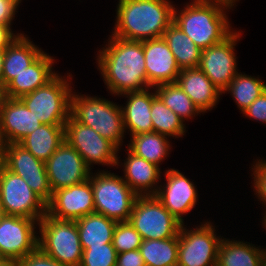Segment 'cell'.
Here are the masks:
<instances>
[{
    "label": "cell",
    "mask_w": 266,
    "mask_h": 266,
    "mask_svg": "<svg viewBox=\"0 0 266 266\" xmlns=\"http://www.w3.org/2000/svg\"><path fill=\"white\" fill-rule=\"evenodd\" d=\"M150 112L154 132L167 137H175V139L182 138L185 135L187 131L186 123L167 107L158 96L152 100Z\"/></svg>",
    "instance_id": "1f68e13d"
},
{
    "label": "cell",
    "mask_w": 266,
    "mask_h": 266,
    "mask_svg": "<svg viewBox=\"0 0 266 266\" xmlns=\"http://www.w3.org/2000/svg\"><path fill=\"white\" fill-rule=\"evenodd\" d=\"M156 95L176 113L184 122L192 119L201 112L194 105L189 96L177 83L162 84L154 87Z\"/></svg>",
    "instance_id": "d6a6232c"
},
{
    "label": "cell",
    "mask_w": 266,
    "mask_h": 266,
    "mask_svg": "<svg viewBox=\"0 0 266 266\" xmlns=\"http://www.w3.org/2000/svg\"><path fill=\"white\" fill-rule=\"evenodd\" d=\"M38 247L65 266H80L83 249L74 220H60L47 213L39 221Z\"/></svg>",
    "instance_id": "8992f818"
},
{
    "label": "cell",
    "mask_w": 266,
    "mask_h": 266,
    "mask_svg": "<svg viewBox=\"0 0 266 266\" xmlns=\"http://www.w3.org/2000/svg\"><path fill=\"white\" fill-rule=\"evenodd\" d=\"M56 60L43 52L28 68L13 78L6 86L8 98H21L46 85L58 73L53 71Z\"/></svg>",
    "instance_id": "44dd1931"
},
{
    "label": "cell",
    "mask_w": 266,
    "mask_h": 266,
    "mask_svg": "<svg viewBox=\"0 0 266 266\" xmlns=\"http://www.w3.org/2000/svg\"><path fill=\"white\" fill-rule=\"evenodd\" d=\"M139 250L146 266H177L178 236L161 240H142Z\"/></svg>",
    "instance_id": "f546056e"
},
{
    "label": "cell",
    "mask_w": 266,
    "mask_h": 266,
    "mask_svg": "<svg viewBox=\"0 0 266 266\" xmlns=\"http://www.w3.org/2000/svg\"><path fill=\"white\" fill-rule=\"evenodd\" d=\"M7 169L6 160L3 153L0 154V186L2 183L3 175Z\"/></svg>",
    "instance_id": "7bdbcfd3"
},
{
    "label": "cell",
    "mask_w": 266,
    "mask_h": 266,
    "mask_svg": "<svg viewBox=\"0 0 266 266\" xmlns=\"http://www.w3.org/2000/svg\"><path fill=\"white\" fill-rule=\"evenodd\" d=\"M5 212H4V209H3V206L1 205V202H0V222L2 221V219L5 217Z\"/></svg>",
    "instance_id": "bcb514c9"
},
{
    "label": "cell",
    "mask_w": 266,
    "mask_h": 266,
    "mask_svg": "<svg viewBox=\"0 0 266 266\" xmlns=\"http://www.w3.org/2000/svg\"><path fill=\"white\" fill-rule=\"evenodd\" d=\"M180 70L199 68L202 50L172 22L162 36Z\"/></svg>",
    "instance_id": "83f0119b"
},
{
    "label": "cell",
    "mask_w": 266,
    "mask_h": 266,
    "mask_svg": "<svg viewBox=\"0 0 266 266\" xmlns=\"http://www.w3.org/2000/svg\"><path fill=\"white\" fill-rule=\"evenodd\" d=\"M149 87L176 83L181 70L163 37L143 41Z\"/></svg>",
    "instance_id": "ac0fdd59"
},
{
    "label": "cell",
    "mask_w": 266,
    "mask_h": 266,
    "mask_svg": "<svg viewBox=\"0 0 266 266\" xmlns=\"http://www.w3.org/2000/svg\"><path fill=\"white\" fill-rule=\"evenodd\" d=\"M95 212L91 181L74 184L52 192L46 213L60 220H78Z\"/></svg>",
    "instance_id": "2e32d148"
},
{
    "label": "cell",
    "mask_w": 266,
    "mask_h": 266,
    "mask_svg": "<svg viewBox=\"0 0 266 266\" xmlns=\"http://www.w3.org/2000/svg\"><path fill=\"white\" fill-rule=\"evenodd\" d=\"M0 266H16V262L10 259L0 258Z\"/></svg>",
    "instance_id": "f6af8a7d"
},
{
    "label": "cell",
    "mask_w": 266,
    "mask_h": 266,
    "mask_svg": "<svg viewBox=\"0 0 266 266\" xmlns=\"http://www.w3.org/2000/svg\"><path fill=\"white\" fill-rule=\"evenodd\" d=\"M253 164L251 166L253 172L251 176H254L252 178L254 179L253 191H255L256 198L258 197L259 201H262V206L264 204L266 208V160L257 159ZM264 215H266V210Z\"/></svg>",
    "instance_id": "d590c367"
},
{
    "label": "cell",
    "mask_w": 266,
    "mask_h": 266,
    "mask_svg": "<svg viewBox=\"0 0 266 266\" xmlns=\"http://www.w3.org/2000/svg\"><path fill=\"white\" fill-rule=\"evenodd\" d=\"M127 149L140 158H144L157 166L170 154L169 137L157 132H147L130 136Z\"/></svg>",
    "instance_id": "f1b7e54d"
},
{
    "label": "cell",
    "mask_w": 266,
    "mask_h": 266,
    "mask_svg": "<svg viewBox=\"0 0 266 266\" xmlns=\"http://www.w3.org/2000/svg\"><path fill=\"white\" fill-rule=\"evenodd\" d=\"M221 1H225V2H227L228 4L234 6V5L236 4V2H238L239 0H221Z\"/></svg>",
    "instance_id": "7dc6e473"
},
{
    "label": "cell",
    "mask_w": 266,
    "mask_h": 266,
    "mask_svg": "<svg viewBox=\"0 0 266 266\" xmlns=\"http://www.w3.org/2000/svg\"><path fill=\"white\" fill-rule=\"evenodd\" d=\"M262 226L265 227V230H266V215L263 217V220H262Z\"/></svg>",
    "instance_id": "c3c4849f"
},
{
    "label": "cell",
    "mask_w": 266,
    "mask_h": 266,
    "mask_svg": "<svg viewBox=\"0 0 266 266\" xmlns=\"http://www.w3.org/2000/svg\"><path fill=\"white\" fill-rule=\"evenodd\" d=\"M44 51L27 35H18L6 48L2 67V86L28 68Z\"/></svg>",
    "instance_id": "cb8c5ba5"
},
{
    "label": "cell",
    "mask_w": 266,
    "mask_h": 266,
    "mask_svg": "<svg viewBox=\"0 0 266 266\" xmlns=\"http://www.w3.org/2000/svg\"><path fill=\"white\" fill-rule=\"evenodd\" d=\"M176 83L203 114L215 108L222 95L200 68L181 70Z\"/></svg>",
    "instance_id": "7402d4cb"
},
{
    "label": "cell",
    "mask_w": 266,
    "mask_h": 266,
    "mask_svg": "<svg viewBox=\"0 0 266 266\" xmlns=\"http://www.w3.org/2000/svg\"><path fill=\"white\" fill-rule=\"evenodd\" d=\"M174 6L169 0H118L111 35L135 41L160 38L173 22Z\"/></svg>",
    "instance_id": "7a4b0ae2"
},
{
    "label": "cell",
    "mask_w": 266,
    "mask_h": 266,
    "mask_svg": "<svg viewBox=\"0 0 266 266\" xmlns=\"http://www.w3.org/2000/svg\"><path fill=\"white\" fill-rule=\"evenodd\" d=\"M116 266H146L139 249L117 254Z\"/></svg>",
    "instance_id": "ab89813d"
},
{
    "label": "cell",
    "mask_w": 266,
    "mask_h": 266,
    "mask_svg": "<svg viewBox=\"0 0 266 266\" xmlns=\"http://www.w3.org/2000/svg\"><path fill=\"white\" fill-rule=\"evenodd\" d=\"M152 87L142 91L127 92L120 96L127 99L126 106H121L125 132L130 131V136L152 132L153 124L151 120L152 100L157 96Z\"/></svg>",
    "instance_id": "603a6c76"
},
{
    "label": "cell",
    "mask_w": 266,
    "mask_h": 266,
    "mask_svg": "<svg viewBox=\"0 0 266 266\" xmlns=\"http://www.w3.org/2000/svg\"><path fill=\"white\" fill-rule=\"evenodd\" d=\"M16 266H65L44 253L39 247L16 262Z\"/></svg>",
    "instance_id": "8d00e7d4"
},
{
    "label": "cell",
    "mask_w": 266,
    "mask_h": 266,
    "mask_svg": "<svg viewBox=\"0 0 266 266\" xmlns=\"http://www.w3.org/2000/svg\"><path fill=\"white\" fill-rule=\"evenodd\" d=\"M232 8L233 5L221 0H191L181 10L174 6L173 22L204 50L234 31L226 13Z\"/></svg>",
    "instance_id": "3957f363"
},
{
    "label": "cell",
    "mask_w": 266,
    "mask_h": 266,
    "mask_svg": "<svg viewBox=\"0 0 266 266\" xmlns=\"http://www.w3.org/2000/svg\"><path fill=\"white\" fill-rule=\"evenodd\" d=\"M242 113L245 117L247 116L250 119L266 124V90Z\"/></svg>",
    "instance_id": "74e56055"
},
{
    "label": "cell",
    "mask_w": 266,
    "mask_h": 266,
    "mask_svg": "<svg viewBox=\"0 0 266 266\" xmlns=\"http://www.w3.org/2000/svg\"><path fill=\"white\" fill-rule=\"evenodd\" d=\"M266 90V83L261 77H255L238 72L229 86L223 91L230 93L238 109L243 112L252 102Z\"/></svg>",
    "instance_id": "4dcf8cb0"
},
{
    "label": "cell",
    "mask_w": 266,
    "mask_h": 266,
    "mask_svg": "<svg viewBox=\"0 0 266 266\" xmlns=\"http://www.w3.org/2000/svg\"><path fill=\"white\" fill-rule=\"evenodd\" d=\"M117 252L112 243L83 249L80 266H116Z\"/></svg>",
    "instance_id": "e575fe53"
},
{
    "label": "cell",
    "mask_w": 266,
    "mask_h": 266,
    "mask_svg": "<svg viewBox=\"0 0 266 266\" xmlns=\"http://www.w3.org/2000/svg\"><path fill=\"white\" fill-rule=\"evenodd\" d=\"M64 139L92 169L93 164L114 167L118 162L119 149L91 127L76 121L71 115L64 125Z\"/></svg>",
    "instance_id": "30bf717a"
},
{
    "label": "cell",
    "mask_w": 266,
    "mask_h": 266,
    "mask_svg": "<svg viewBox=\"0 0 266 266\" xmlns=\"http://www.w3.org/2000/svg\"><path fill=\"white\" fill-rule=\"evenodd\" d=\"M5 48H0V85H2V67L4 61Z\"/></svg>",
    "instance_id": "ee69618b"
},
{
    "label": "cell",
    "mask_w": 266,
    "mask_h": 266,
    "mask_svg": "<svg viewBox=\"0 0 266 266\" xmlns=\"http://www.w3.org/2000/svg\"><path fill=\"white\" fill-rule=\"evenodd\" d=\"M12 25L0 24V48H6L18 35L23 33H13Z\"/></svg>",
    "instance_id": "60d3db41"
},
{
    "label": "cell",
    "mask_w": 266,
    "mask_h": 266,
    "mask_svg": "<svg viewBox=\"0 0 266 266\" xmlns=\"http://www.w3.org/2000/svg\"><path fill=\"white\" fill-rule=\"evenodd\" d=\"M41 124L20 98H8L0 114V141L2 145L19 143Z\"/></svg>",
    "instance_id": "d6986e66"
},
{
    "label": "cell",
    "mask_w": 266,
    "mask_h": 266,
    "mask_svg": "<svg viewBox=\"0 0 266 266\" xmlns=\"http://www.w3.org/2000/svg\"><path fill=\"white\" fill-rule=\"evenodd\" d=\"M22 1L20 0H0V24L11 25L15 19L16 10Z\"/></svg>",
    "instance_id": "f35d334b"
},
{
    "label": "cell",
    "mask_w": 266,
    "mask_h": 266,
    "mask_svg": "<svg viewBox=\"0 0 266 266\" xmlns=\"http://www.w3.org/2000/svg\"><path fill=\"white\" fill-rule=\"evenodd\" d=\"M64 140V125L41 124L18 144L35 158L46 162Z\"/></svg>",
    "instance_id": "484cf974"
},
{
    "label": "cell",
    "mask_w": 266,
    "mask_h": 266,
    "mask_svg": "<svg viewBox=\"0 0 266 266\" xmlns=\"http://www.w3.org/2000/svg\"><path fill=\"white\" fill-rule=\"evenodd\" d=\"M128 221L142 240L173 238L179 235L182 225L155 195L138 196Z\"/></svg>",
    "instance_id": "ba28073f"
},
{
    "label": "cell",
    "mask_w": 266,
    "mask_h": 266,
    "mask_svg": "<svg viewBox=\"0 0 266 266\" xmlns=\"http://www.w3.org/2000/svg\"><path fill=\"white\" fill-rule=\"evenodd\" d=\"M164 173L166 183L159 185L155 196L177 220L185 224L184 214L197 204V188L193 181L175 168H168Z\"/></svg>",
    "instance_id": "e0dca14e"
},
{
    "label": "cell",
    "mask_w": 266,
    "mask_h": 266,
    "mask_svg": "<svg viewBox=\"0 0 266 266\" xmlns=\"http://www.w3.org/2000/svg\"><path fill=\"white\" fill-rule=\"evenodd\" d=\"M70 115L78 122L91 127L95 132L114 143L123 145L125 128L121 105L97 96L76 92L71 95Z\"/></svg>",
    "instance_id": "277c9868"
},
{
    "label": "cell",
    "mask_w": 266,
    "mask_h": 266,
    "mask_svg": "<svg viewBox=\"0 0 266 266\" xmlns=\"http://www.w3.org/2000/svg\"><path fill=\"white\" fill-rule=\"evenodd\" d=\"M241 32L234 30L222 42L202 50L199 68L223 93L238 73L235 46Z\"/></svg>",
    "instance_id": "7c38bea8"
},
{
    "label": "cell",
    "mask_w": 266,
    "mask_h": 266,
    "mask_svg": "<svg viewBox=\"0 0 266 266\" xmlns=\"http://www.w3.org/2000/svg\"><path fill=\"white\" fill-rule=\"evenodd\" d=\"M266 248L249 242L222 238L216 266H265Z\"/></svg>",
    "instance_id": "d4e9b609"
},
{
    "label": "cell",
    "mask_w": 266,
    "mask_h": 266,
    "mask_svg": "<svg viewBox=\"0 0 266 266\" xmlns=\"http://www.w3.org/2000/svg\"><path fill=\"white\" fill-rule=\"evenodd\" d=\"M0 202L6 215L40 221L46 214V203L19 175L6 169L0 186Z\"/></svg>",
    "instance_id": "8fae6325"
},
{
    "label": "cell",
    "mask_w": 266,
    "mask_h": 266,
    "mask_svg": "<svg viewBox=\"0 0 266 266\" xmlns=\"http://www.w3.org/2000/svg\"><path fill=\"white\" fill-rule=\"evenodd\" d=\"M210 221L196 228L182 224L178 235L177 266H216L221 237Z\"/></svg>",
    "instance_id": "9c48e42d"
},
{
    "label": "cell",
    "mask_w": 266,
    "mask_h": 266,
    "mask_svg": "<svg viewBox=\"0 0 266 266\" xmlns=\"http://www.w3.org/2000/svg\"><path fill=\"white\" fill-rule=\"evenodd\" d=\"M7 169L20 177L47 204L52 197L45 162L35 158L18 143L2 145Z\"/></svg>",
    "instance_id": "5bb4252c"
},
{
    "label": "cell",
    "mask_w": 266,
    "mask_h": 266,
    "mask_svg": "<svg viewBox=\"0 0 266 266\" xmlns=\"http://www.w3.org/2000/svg\"><path fill=\"white\" fill-rule=\"evenodd\" d=\"M45 167L52 192L84 182L92 172L82 156L65 140L45 162Z\"/></svg>",
    "instance_id": "9a60e30c"
},
{
    "label": "cell",
    "mask_w": 266,
    "mask_h": 266,
    "mask_svg": "<svg viewBox=\"0 0 266 266\" xmlns=\"http://www.w3.org/2000/svg\"><path fill=\"white\" fill-rule=\"evenodd\" d=\"M95 212L117 222L128 221L138 195L122 176L110 171L91 172Z\"/></svg>",
    "instance_id": "52a82bcc"
},
{
    "label": "cell",
    "mask_w": 266,
    "mask_h": 266,
    "mask_svg": "<svg viewBox=\"0 0 266 266\" xmlns=\"http://www.w3.org/2000/svg\"><path fill=\"white\" fill-rule=\"evenodd\" d=\"M39 222L20 216L5 215L0 222V258L17 262L38 247Z\"/></svg>",
    "instance_id": "4fadbf2b"
},
{
    "label": "cell",
    "mask_w": 266,
    "mask_h": 266,
    "mask_svg": "<svg viewBox=\"0 0 266 266\" xmlns=\"http://www.w3.org/2000/svg\"><path fill=\"white\" fill-rule=\"evenodd\" d=\"M72 74H57L46 85L22 96L20 99L42 124L65 125L70 117Z\"/></svg>",
    "instance_id": "5b68a950"
},
{
    "label": "cell",
    "mask_w": 266,
    "mask_h": 266,
    "mask_svg": "<svg viewBox=\"0 0 266 266\" xmlns=\"http://www.w3.org/2000/svg\"><path fill=\"white\" fill-rule=\"evenodd\" d=\"M75 222L82 249L112 243L117 221L94 212L83 216Z\"/></svg>",
    "instance_id": "4316f807"
},
{
    "label": "cell",
    "mask_w": 266,
    "mask_h": 266,
    "mask_svg": "<svg viewBox=\"0 0 266 266\" xmlns=\"http://www.w3.org/2000/svg\"><path fill=\"white\" fill-rule=\"evenodd\" d=\"M142 238L129 221L117 222L112 244L117 253L139 249Z\"/></svg>",
    "instance_id": "836d02e7"
},
{
    "label": "cell",
    "mask_w": 266,
    "mask_h": 266,
    "mask_svg": "<svg viewBox=\"0 0 266 266\" xmlns=\"http://www.w3.org/2000/svg\"><path fill=\"white\" fill-rule=\"evenodd\" d=\"M126 150L127 158L121 163L119 156L116 165L117 168L121 165L124 168L123 180L138 196L155 195L159 188V180L161 182V169L144 158L136 156L128 149Z\"/></svg>",
    "instance_id": "ffe728a7"
},
{
    "label": "cell",
    "mask_w": 266,
    "mask_h": 266,
    "mask_svg": "<svg viewBox=\"0 0 266 266\" xmlns=\"http://www.w3.org/2000/svg\"><path fill=\"white\" fill-rule=\"evenodd\" d=\"M8 99L7 92L5 90V87L0 85V114L3 110L4 104L6 100Z\"/></svg>",
    "instance_id": "b9f144b4"
},
{
    "label": "cell",
    "mask_w": 266,
    "mask_h": 266,
    "mask_svg": "<svg viewBox=\"0 0 266 266\" xmlns=\"http://www.w3.org/2000/svg\"><path fill=\"white\" fill-rule=\"evenodd\" d=\"M2 153V142L0 141V154Z\"/></svg>",
    "instance_id": "681fc988"
},
{
    "label": "cell",
    "mask_w": 266,
    "mask_h": 266,
    "mask_svg": "<svg viewBox=\"0 0 266 266\" xmlns=\"http://www.w3.org/2000/svg\"><path fill=\"white\" fill-rule=\"evenodd\" d=\"M97 53V66L103 81L114 96L149 88L143 41L110 35Z\"/></svg>",
    "instance_id": "6da1fadb"
}]
</instances>
